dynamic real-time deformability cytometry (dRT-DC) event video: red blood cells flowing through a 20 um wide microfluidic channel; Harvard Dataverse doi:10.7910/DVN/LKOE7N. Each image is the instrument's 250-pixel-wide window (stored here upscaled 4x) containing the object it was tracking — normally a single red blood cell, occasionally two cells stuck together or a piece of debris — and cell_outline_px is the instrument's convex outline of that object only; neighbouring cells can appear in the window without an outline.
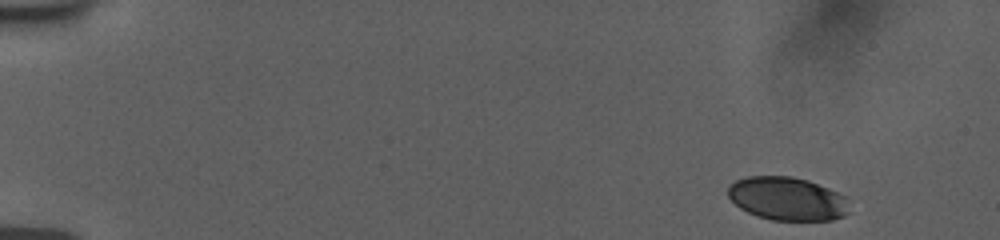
{"species": "human", "species_latin": "Homo sapiens", "temperature_condition": "room temperature", "stored_images_in_passage": 51, "camera_frame_rate_fps": 3000, "um_per_image_px": 0.085, "donor": {"sex": "female"}, "frame": {"image": 1, "passage_image": 1, "time_ms": 0.0, "image_size_px": [1000, 240], "cell_outline_px": [[848, 212], [844, 216], [832, 220], [772, 220], [756, 216], [740, 208], [728, 196], [728, 188], [736, 180], [748, 176], [792, 176], [808, 180], [828, 188], [844, 196]], "centroid_in_image_um": [66.89, 16.89], "position_along_channel_um": 18.1, "area_um2": 30.4}}
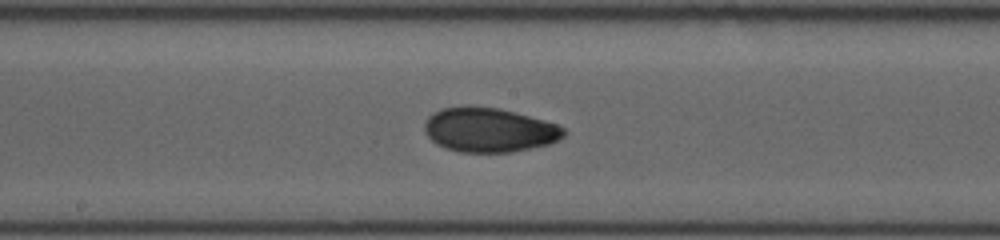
{"frame": {"image": 2, "passage_image": 27, "time_ms": 8.667, "image_size_px": [1000, 240], "cell_outline_px": [[568, 132], [564, 136], [548, 144], [532, 148], [508, 152], [460, 152], [444, 148], [436, 144], [424, 132], [424, 124], [428, 116], [440, 108], [500, 108], [544, 120], [556, 124], [564, 128]], "centroid_in_image_um": [41.58, 11.07], "position_along_channel_um": 206.6, "area_um2": 35.55}}
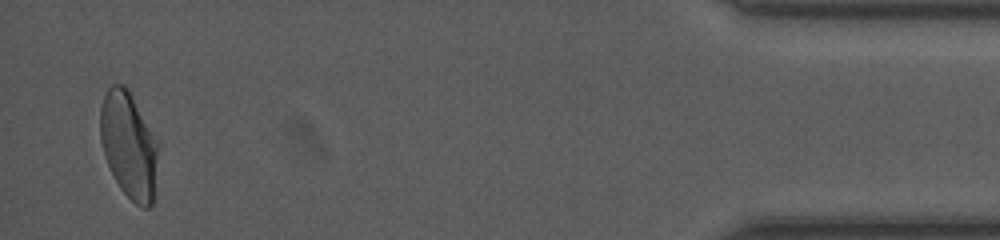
{"frame": {"image": 3, "passage_image": 50, "time_ms": 16.333, "image_size_px": [1000, 240], "cell_outline_px": [[160, 148], [152, 204], [148, 208], [144, 208], [136, 204], [120, 188], [104, 156], [100, 140], [100, 108], [104, 96], [108, 88], [112, 84], [124, 84], [128, 88], [160, 144]], "centroid_in_image_um": [10.97, 12.32], "position_along_channel_um": 424.2, "area_um2": 36.18}, "authors_computed_cell_mechanics": {"area_um2": 34.6222, "velocity_mm_per_s": 3.7672, "shape_relaxation_time_tau1_ms": 7.3983, "shape_relaxation_time_tau2_ms": 1.9853, "deformation_change_tau1": 0.1811, "deformation_change_tau2": 0.0556}}